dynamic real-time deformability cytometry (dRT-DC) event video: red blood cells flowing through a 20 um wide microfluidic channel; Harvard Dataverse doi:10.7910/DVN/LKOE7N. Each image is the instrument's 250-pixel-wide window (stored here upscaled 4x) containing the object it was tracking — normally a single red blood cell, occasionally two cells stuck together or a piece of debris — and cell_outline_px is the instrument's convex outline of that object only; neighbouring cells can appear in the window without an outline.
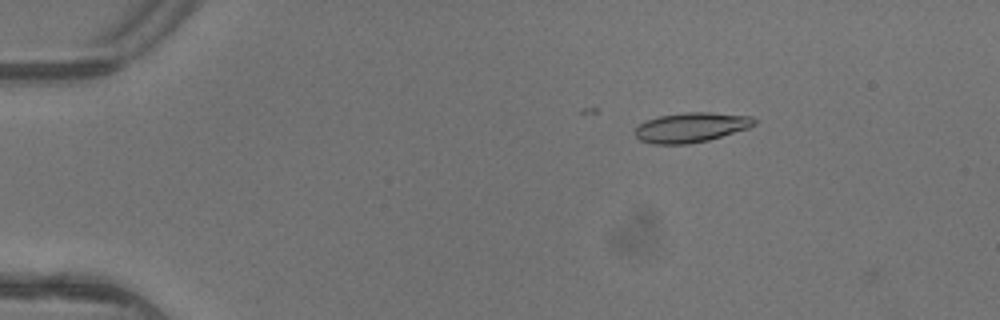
{"species": "common noctule bat (a hibernating species)", "species_latin": "Nyctalus noctula", "temperature_condition": "warm", "stored_images_in_passage": 6, "camera_frame_rate_fps": 3000, "um_per_image_px": 0.085, "animal": {"sex": "female"}, "frame": {"image": 1, "passage_image": 3, "time_ms": 0.667, "image_size_px": [1000, 320], "cell_outline_px": [[756, 124], [748, 128], [708, 140], [688, 144], [652, 144], [640, 140], [636, 136], [636, 128], [640, 124], [648, 120], [660, 116], [684, 112], [708, 112], [752, 116], [756, 120]], "centroid_in_image_um": [58.76, 10.83], "position_along_channel_um": 26.2, "area_um2": 20.52}}
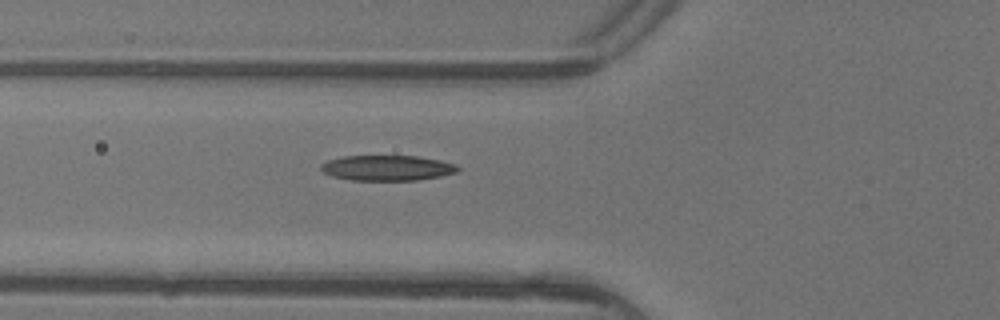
{"frame": {"image": 2, "passage_image": 6, "time_ms": 1.667, "image_size_px": [1000, 320], "cell_outline_px": [[460, 168], [456, 172], [440, 176], [416, 180], [352, 180], [332, 176], [324, 172], [320, 168], [320, 164], [328, 160], [344, 156], [416, 156], [440, 160], [456, 164]], "centroid_in_image_um": [32.91, 14.27], "position_along_channel_um": 92.9, "area_um2": 20.11}}